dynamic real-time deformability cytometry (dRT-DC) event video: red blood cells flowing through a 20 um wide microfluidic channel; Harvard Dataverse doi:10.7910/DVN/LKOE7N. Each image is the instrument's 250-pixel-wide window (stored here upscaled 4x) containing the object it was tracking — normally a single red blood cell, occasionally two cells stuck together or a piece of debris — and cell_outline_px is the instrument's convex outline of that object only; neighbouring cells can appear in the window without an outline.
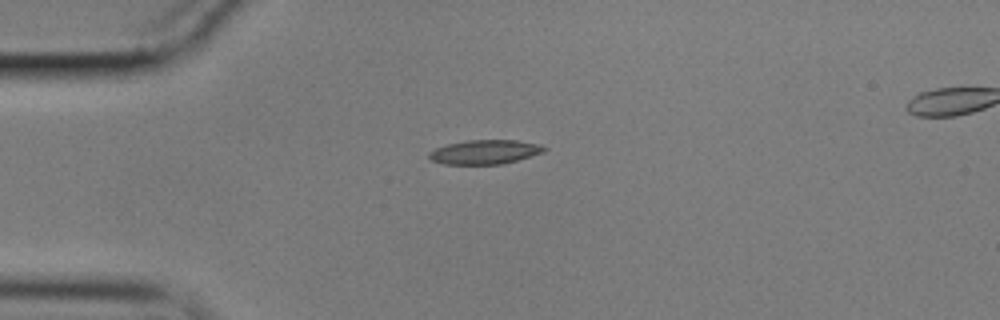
{"species": "common noctule bat (a hibernating species)", "species_latin": "Nyctalus noctula", "temperature_condition": "cold", "stored_images_in_passage": 43, "camera_frame_rate_fps": 3000, "um_per_image_px": 0.085, "animal": {"sex": "male", "body_mass_g": 17.9}, "frame": {"image": 1, "passage_image": 1, "time_ms": 0.0, "image_size_px": [1000, 320], "cell_outline_px": [[548, 148], [544, 152], [516, 160], [500, 164], [444, 164], [432, 160], [428, 156], [428, 152], [436, 148], [448, 144], [468, 140], [516, 140], [540, 144]], "centroid_in_image_um": [41.22, 12.91], "position_along_channel_um": 43.8, "area_um2": 16.13}}
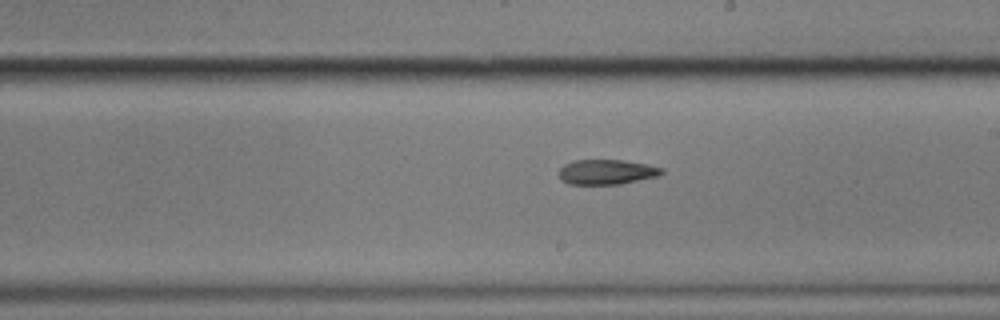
{"frame": {"image": 2, "passage_image": 19, "time_ms": 6.0, "image_size_px": [1000, 320], "cell_outline_px": [[664, 172], [660, 176], [620, 184], [568, 184], [560, 180], [560, 168], [564, 164], [576, 160], [620, 160], [644, 164], [664, 168]], "centroid_in_image_um": [51.57, 14.62], "position_along_channel_um": 237.4, "area_um2": 14.91}}
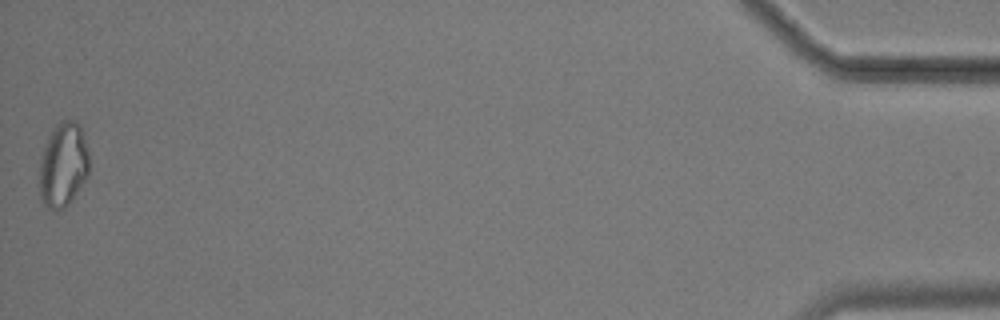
{"frame": {"image": 3, "passage_image": 43, "time_ms": 14.0, "image_size_px": [1000, 320], "cell_outline_px": [[88, 176], [68, 204], [64, 208], [56, 212], [48, 208], [40, 200], [40, 160], [48, 136], [56, 124], [60, 120], [76, 120], [80, 124], [88, 148]], "centroid_in_image_um": [5.37, 14.0], "position_along_channel_um": 429.8, "area_um2": 24.62}}